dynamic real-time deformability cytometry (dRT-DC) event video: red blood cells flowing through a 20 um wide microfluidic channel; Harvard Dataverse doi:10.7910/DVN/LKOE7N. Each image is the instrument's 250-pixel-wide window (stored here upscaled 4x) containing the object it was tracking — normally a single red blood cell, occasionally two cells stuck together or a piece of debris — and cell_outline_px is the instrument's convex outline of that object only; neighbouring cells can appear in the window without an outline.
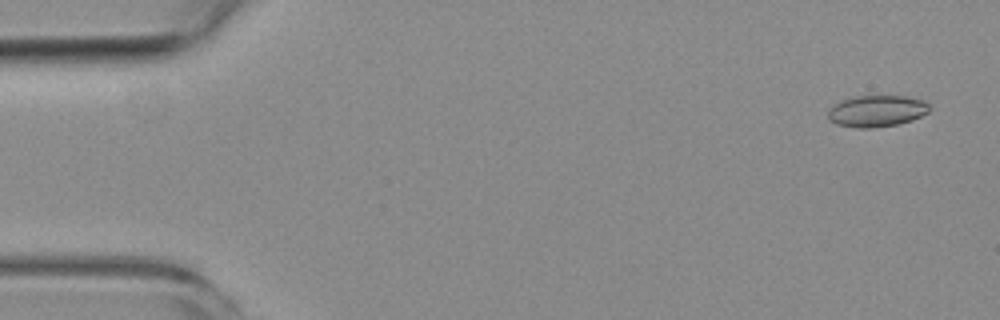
{"species": "common noctule bat (a hibernating species)", "species_latin": "Nyctalus noctula", "temperature_condition": "room temperature", "stored_images_in_passage": 5, "camera_frame_rate_fps": 3000, "um_per_image_px": 0.085, "animal": {"sex": "female", "body_mass_g": 19.3, "forearm_length_mm": 54.1}, "frame": {"image": 1, "passage_image": 1, "time_ms": 0.0, "image_size_px": [1000, 320], "cell_outline_px": [[932, 108], [928, 112], [912, 120], [896, 124], [872, 128], [856, 128], [836, 124], [828, 120], [828, 108], [844, 100], [856, 96], [904, 96], [924, 100]], "centroid_in_image_um": [74.52, 9.44], "position_along_channel_um": 10.5, "area_um2": 18.61}}
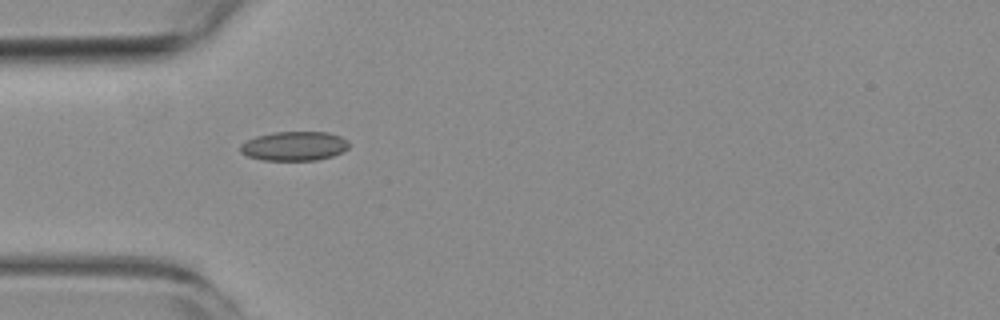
{"frame": {"image": 2, "passage_image": 5, "time_ms": 4.667, "image_size_px": [1000, 320], "cell_outline_px": [[348, 148], [332, 156], [316, 160], [264, 160], [248, 156], [240, 152], [240, 144], [256, 136], [272, 132], [328, 132], [340, 136], [348, 140]], "centroid_in_image_um": [25.0, 12.41], "position_along_channel_um": 60.0, "area_um2": 18.44}}